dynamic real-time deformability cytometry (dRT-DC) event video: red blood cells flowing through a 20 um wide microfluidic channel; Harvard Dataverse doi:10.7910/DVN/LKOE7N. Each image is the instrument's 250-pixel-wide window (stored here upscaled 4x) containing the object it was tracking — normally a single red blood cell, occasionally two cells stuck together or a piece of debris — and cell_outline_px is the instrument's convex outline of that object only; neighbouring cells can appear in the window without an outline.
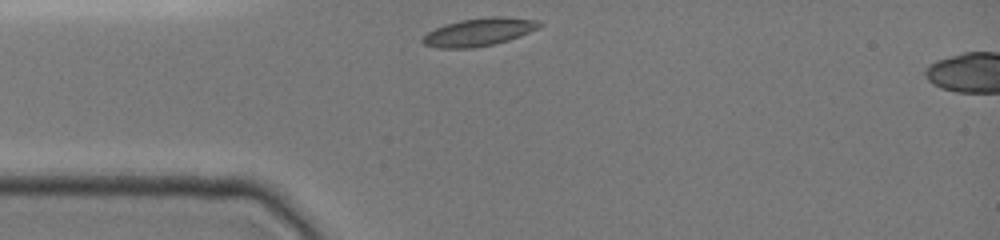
{"species": "common noctule bat (a hibernating species)", "species_latin": "Nyctalus noctula", "temperature_condition": "cold", "stored_images_in_passage": 4, "segment_of_instrument_passage": [1, 2], "camera_frame_rate_fps": 3000, "um_per_image_px": 0.085, "animal": {"sex": "female", "body_mass_g": 19.0, "forearm_length_mm": 51.5}, "frame": {"image": 1, "passage_image": 1, "time_ms": 0.0, "image_size_px": [1000, 240], "cell_outline_px": [[544, 24], [540, 28], [508, 40], [492, 44], [472, 48], [436, 48], [424, 44], [420, 40], [428, 32], [444, 24], [460, 20], [492, 16], [504, 16], [536, 20]], "centroid_in_image_um": [40.71, 2.71], "position_along_channel_um": 44.3, "area_um2": 18.96}}